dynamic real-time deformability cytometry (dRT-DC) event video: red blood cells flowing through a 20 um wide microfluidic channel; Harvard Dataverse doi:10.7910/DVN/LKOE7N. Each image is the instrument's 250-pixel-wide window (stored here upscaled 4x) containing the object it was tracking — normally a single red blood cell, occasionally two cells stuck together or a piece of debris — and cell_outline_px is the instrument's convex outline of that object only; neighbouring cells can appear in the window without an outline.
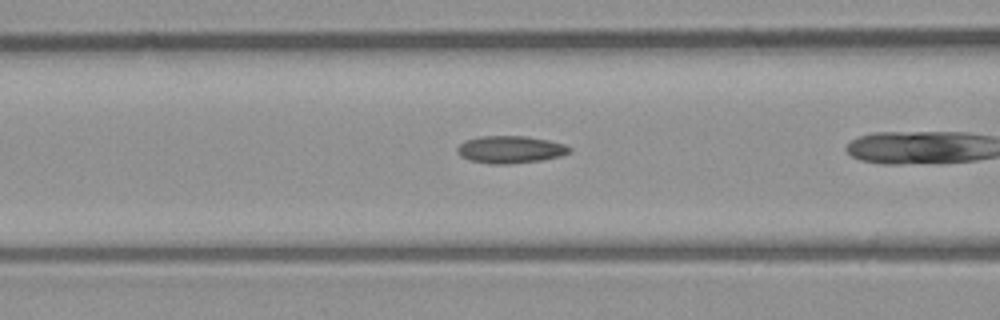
{"species": "common noctule bat (a hibernating species)", "species_latin": "Nyctalus noctula", "temperature_condition": "room temperature", "stored_images_in_passage": 28, "camera_frame_rate_fps": 3000, "um_per_image_px": 0.085, "animal": {"sex": "male", "body_mass_g": 23.1, "forearm_length_mm": 52.7}, "frame": {"image": 1, "passage_image": 9, "time_ms": 2.667, "image_size_px": [1000, 320], "cell_outline_px": [[572, 152], [560, 156], [540, 160], [508, 164], [488, 164], [472, 160], [460, 156], [456, 148], [460, 144], [468, 140], [480, 136], [524, 136], [548, 140], [564, 144], [572, 148]], "centroid_in_image_um": [43.4, 12.71], "position_along_channel_um": 123.2, "area_um2": 17.74}}
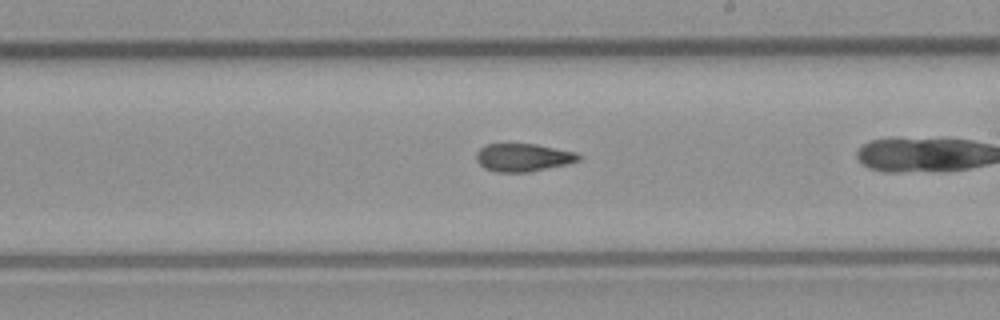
{"frame": {"image": 2, "passage_image": 18, "time_ms": 5.667, "image_size_px": [1000, 320], "cell_outline_px": [[580, 160], [568, 164], [528, 172], [496, 172], [484, 168], [476, 160], [476, 152], [480, 148], [488, 144], [536, 144], [576, 152], [580, 156]], "centroid_in_image_um": [44.46, 13.39], "position_along_channel_um": 244.5, "area_um2": 16.65}}
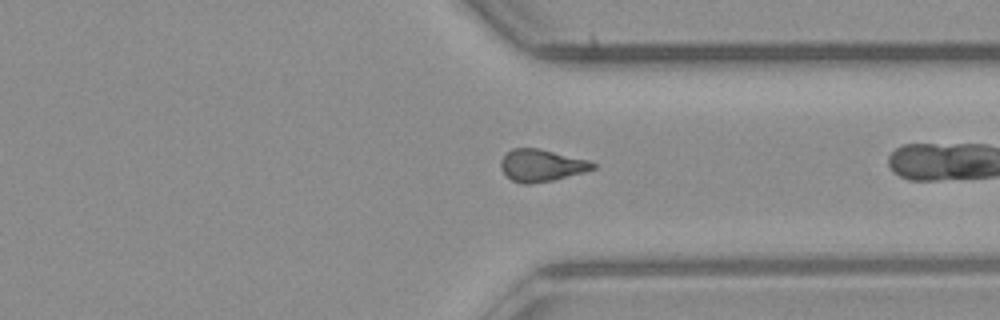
{"frame": {"image": 3, "passage_image": 27, "time_ms": 8.667, "image_size_px": [1000, 320], "cell_outline_px": [[596, 168], [584, 172], [552, 180], [528, 184], [520, 184], [512, 180], [500, 168], [500, 160], [512, 148], [536, 148], [588, 160], [596, 164]], "centroid_in_image_um": [46.01, 14.06], "position_along_channel_um": 365.4, "area_um2": 16.99}}